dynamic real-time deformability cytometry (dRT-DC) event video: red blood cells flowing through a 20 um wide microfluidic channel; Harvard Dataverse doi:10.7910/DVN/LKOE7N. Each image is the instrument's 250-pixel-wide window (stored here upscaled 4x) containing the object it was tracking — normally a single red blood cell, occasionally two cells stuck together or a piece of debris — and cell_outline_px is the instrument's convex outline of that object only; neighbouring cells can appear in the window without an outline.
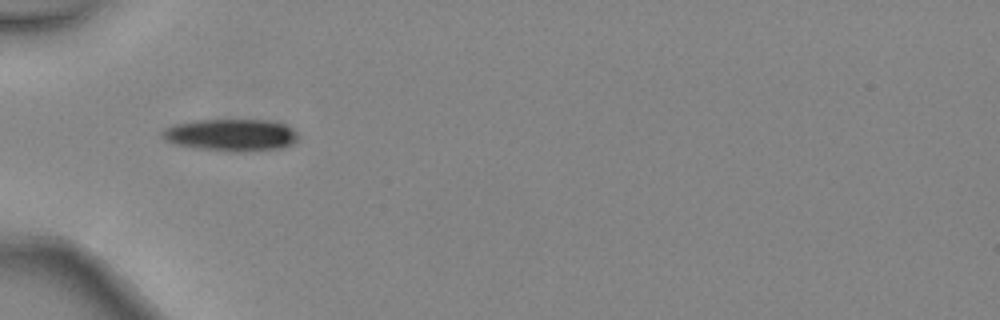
{"species": "common noctule bat (a hibernating species)", "species_latin": "Nyctalus noctula", "temperature_condition": "warm", "stored_images_in_passage": 4, "camera_frame_rate_fps": 3000, "um_per_image_px": 0.085, "animal": {"sex": "female", "body_mass_g": 24.6, "forearm_length_mm": 56.2}, "frame": {"image": 1, "passage_image": 4, "time_ms": 1.0, "image_size_px": [1000, 320], "cell_outline_px": [[300, 140], [292, 144], [280, 148], [196, 148], [176, 144], [164, 140], [160, 136], [160, 132], [164, 128], [172, 124], [196, 120], [268, 120], [284, 124], [292, 128], [300, 136]], "centroid_in_image_um": [19.59, 11.41], "position_along_channel_um": 65.4, "area_um2": 24.45}}